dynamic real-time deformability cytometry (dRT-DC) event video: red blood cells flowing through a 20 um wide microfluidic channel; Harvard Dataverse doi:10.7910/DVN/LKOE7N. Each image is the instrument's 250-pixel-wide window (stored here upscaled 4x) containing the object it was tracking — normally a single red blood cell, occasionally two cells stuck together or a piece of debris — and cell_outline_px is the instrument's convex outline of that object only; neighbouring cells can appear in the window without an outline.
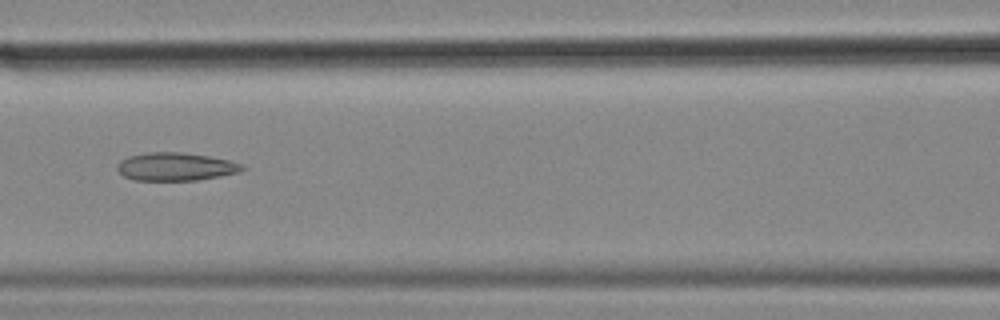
{"species": "common noctule bat (a hibernating species)", "species_latin": "Nyctalus noctula", "temperature_condition": "cold", "stored_images_in_passage": 55, "camera_frame_rate_fps": 3000, "um_per_image_px": 0.085, "animal": {"sex": "female", "body_mass_g": 18.4}, "frame": {"image": 1, "passage_image": 24, "time_ms": 7.667, "image_size_px": [1000, 320], "cell_outline_px": [[244, 168], [240, 172], [220, 176], [196, 180], [132, 180], [124, 176], [116, 168], [116, 164], [120, 160], [128, 156], [148, 152], [180, 152], [208, 156], [228, 160], [240, 164]], "centroid_in_image_um": [14.87, 14.16], "position_along_channel_um": 151.7, "area_um2": 20.35}, "authors_computed_cell_mechanics": {"area_um2": 22.3108, "velocity_mm_per_s": 3.5941, "shape_relaxation_time_tau1_ms": null, "shape_relaxation_time_tau2_ms": 4.6498, "deformation_change_tau1": null, "deformation_change_tau2": 0.1534}}